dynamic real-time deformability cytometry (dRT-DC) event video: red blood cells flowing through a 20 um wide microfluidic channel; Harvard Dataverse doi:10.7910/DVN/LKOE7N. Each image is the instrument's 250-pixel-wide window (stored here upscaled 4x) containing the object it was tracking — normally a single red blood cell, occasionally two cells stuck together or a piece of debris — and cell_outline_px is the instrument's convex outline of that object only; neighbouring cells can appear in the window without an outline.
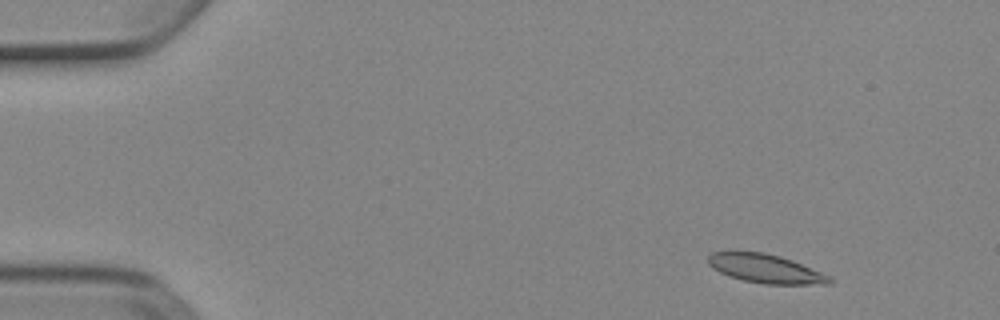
{"species": "Egyptian fruit bat (a non-hibernating species)", "species_latin": "Rousettus aegyptiacus", "temperature_condition": "cold", "stored_images_in_passage": 3, "camera_frame_rate_fps": 3000, "um_per_image_px": 0.085, "animal": {"sex": "female"}, "frame": {"image": 1, "passage_image": 1, "time_ms": 0.0, "image_size_px": [1000, 320], "cell_outline_px": [[832, 284], [764, 284], [744, 280], [728, 276], [712, 268], [708, 264], [708, 256], [712, 252], [732, 248], [736, 248], [764, 252], [780, 256], [792, 260], [832, 276]], "centroid_in_image_um": [65.0, 22.78], "position_along_channel_um": 20.0, "area_um2": 21.15}}
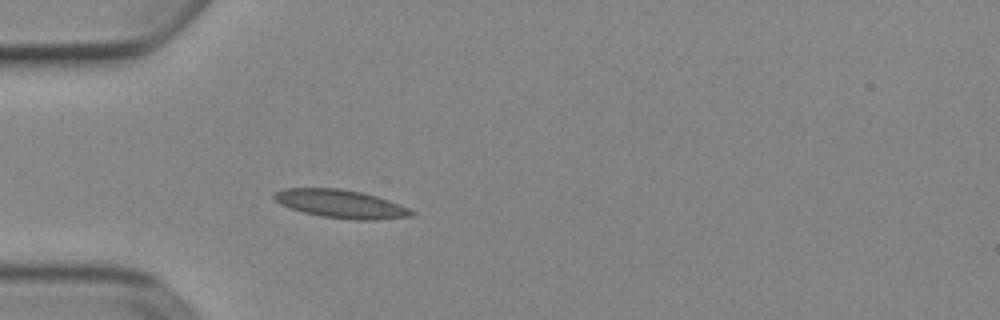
{"frame": {"image": 2, "passage_image": 3, "time_ms": 0.667, "image_size_px": [1000, 320], "cell_outline_px": [[416, 212], [412, 216], [376, 220], [356, 220], [320, 216], [304, 212], [280, 204], [272, 196], [276, 192], [284, 188], [340, 188], [360, 192], [376, 196], [388, 200], [408, 208]], "centroid_in_image_um": [28.98, 17.33], "position_along_channel_um": 56.0, "area_um2": 22.43}}